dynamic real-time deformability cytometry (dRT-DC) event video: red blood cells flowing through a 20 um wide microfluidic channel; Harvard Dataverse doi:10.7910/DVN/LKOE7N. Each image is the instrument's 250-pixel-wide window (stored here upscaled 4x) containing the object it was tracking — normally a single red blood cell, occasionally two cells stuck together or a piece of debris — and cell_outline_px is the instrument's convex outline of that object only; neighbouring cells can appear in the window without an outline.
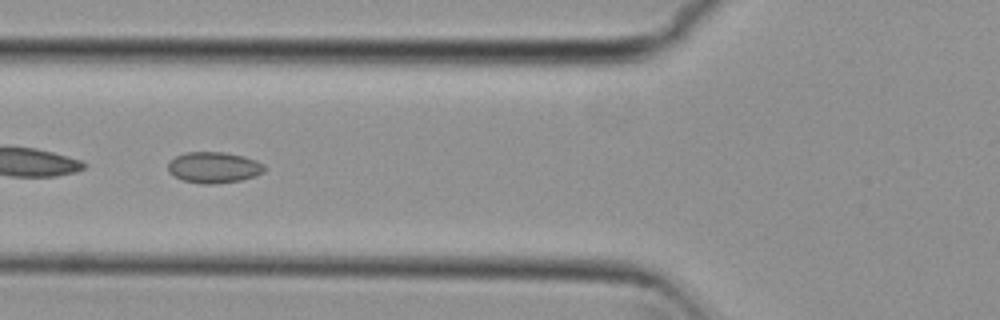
{"species": "common noctule bat (a hibernating species)", "species_latin": "Nyctalus noctula", "temperature_condition": "cold", "stored_images_in_passage": 39, "camera_frame_rate_fps": 3000, "um_per_image_px": 0.085, "animal": {"sex": "female", "body_mass_g": 29.2, "forearm_length_mm": 56.3}, "frame": {"image": 1, "passage_image": 6, "time_ms": 1.667, "image_size_px": [1000, 320], "cell_outline_px": [[264, 172], [256, 176], [240, 180], [212, 184], [200, 184], [184, 180], [168, 172], [168, 164], [176, 156], [184, 152], [224, 152], [244, 156], [256, 160], [264, 164]], "centroid_in_image_um": [18.19, 14.23], "position_along_channel_um": 107.6, "area_um2": 17.4}, "authors_computed_cell_mechanics": {"area_um2": 17.051, "velocity_mm_per_s": 3.7489, "shape_relaxation_time_tau1_ms": null, "shape_relaxation_time_tau2_ms": 2.0979, "deformation_change_tau1": null, "deformation_change_tau2": 0.0485}}